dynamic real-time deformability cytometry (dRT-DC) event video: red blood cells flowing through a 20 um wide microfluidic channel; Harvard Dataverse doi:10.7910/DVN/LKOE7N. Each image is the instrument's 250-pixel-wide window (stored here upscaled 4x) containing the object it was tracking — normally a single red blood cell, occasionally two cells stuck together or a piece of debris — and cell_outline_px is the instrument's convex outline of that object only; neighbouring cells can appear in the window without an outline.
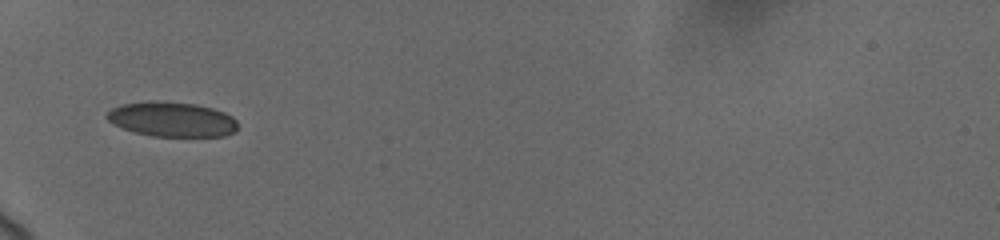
{"species": "human", "species_latin": "Homo sapiens", "temperature_condition": "cold", "stored_images_in_passage": 8, "camera_frame_rate_fps": 3000, "um_per_image_px": 0.085, "donor": {"sex": "female"}, "frame": {"image": 1, "passage_image": 7, "time_ms": 5.333, "image_size_px": [1000, 240], "cell_outline_px": [[236, 128], [232, 132], [224, 136], [152, 136], [136, 132], [124, 128], [108, 120], [104, 116], [112, 108], [120, 104], [152, 100], [192, 104], [212, 108], [224, 112], [232, 116], [236, 120]], "centroid_in_image_um": [14.59, 10.13], "position_along_channel_um": 70.4, "area_um2": 26.24}}